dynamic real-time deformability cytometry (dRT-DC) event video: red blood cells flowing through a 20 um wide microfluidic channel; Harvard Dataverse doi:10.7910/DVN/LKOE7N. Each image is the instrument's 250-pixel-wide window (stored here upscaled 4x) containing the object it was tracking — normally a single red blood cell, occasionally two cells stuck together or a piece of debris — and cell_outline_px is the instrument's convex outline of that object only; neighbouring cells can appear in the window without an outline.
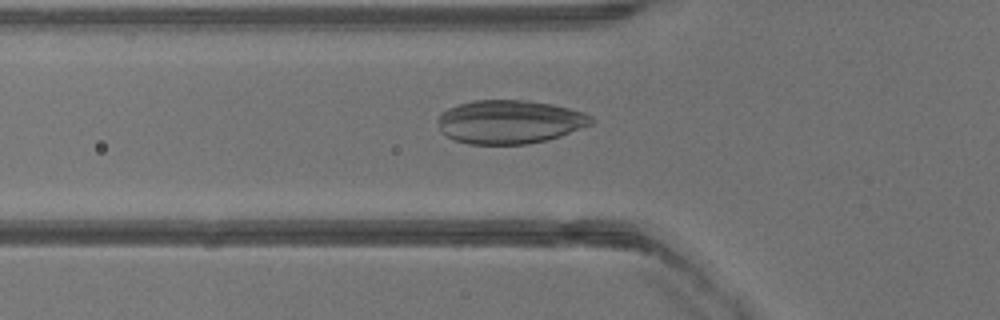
{"species": "common noctule bat (a hibernating species)", "species_latin": "Nyctalus noctula", "temperature_condition": "warm", "stored_images_in_passage": 40, "camera_frame_rate_fps": 3000, "um_per_image_px": 0.085, "animal": {"sex": "male", "body_mass_g": 13.3}, "frame": {"image": 1, "passage_image": 14, "time_ms": 4.333, "image_size_px": [1000, 320], "cell_outline_px": [[596, 120], [592, 124], [560, 136], [548, 140], [528, 144], [468, 144], [452, 140], [440, 128], [436, 120], [440, 112], [448, 108], [460, 104], [476, 100], [528, 100], [552, 104], [584, 112], [592, 116]], "centroid_in_image_um": [43.33, 10.36], "position_along_channel_um": 82.5, "area_um2": 39.19}}
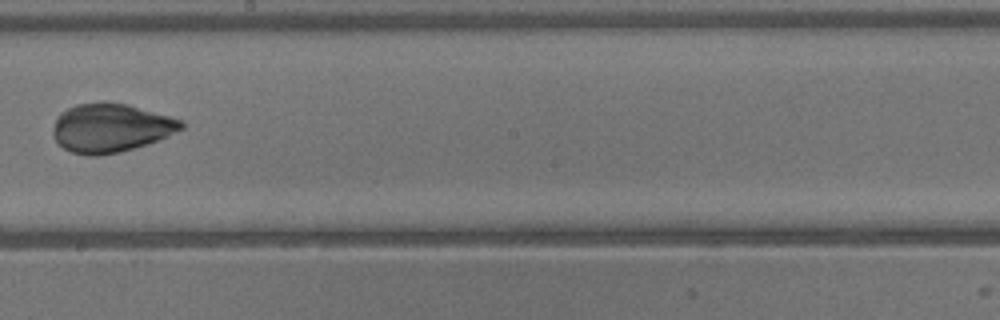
{"frame": {"image": 2, "passage_image": 23, "time_ms": 7.333, "image_size_px": [1000, 320], "cell_outline_px": [[184, 128], [168, 136], [120, 152], [100, 156], [88, 156], [72, 152], [64, 148], [52, 136], [52, 128], [60, 112], [76, 104], [100, 100], [128, 104], [184, 120]], "centroid_in_image_um": [9.4, 10.85], "position_along_channel_um": 238.8, "area_um2": 36.7}}
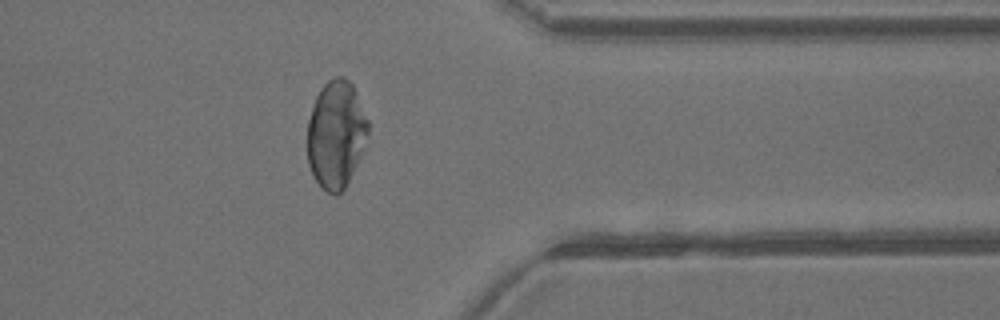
{"frame": {"image": 3, "passage_image": 32, "time_ms": 10.333, "image_size_px": [1000, 320], "cell_outline_px": [[368, 132], [364, 148], [344, 188], [336, 196], [328, 192], [312, 176], [308, 164], [308, 120], [316, 96], [320, 88], [328, 80], [336, 76], [344, 76], [352, 84], [356, 92], [368, 120]], "centroid_in_image_um": [28.55, 11.39], "position_along_channel_um": 382.8, "area_um2": 37.8}}